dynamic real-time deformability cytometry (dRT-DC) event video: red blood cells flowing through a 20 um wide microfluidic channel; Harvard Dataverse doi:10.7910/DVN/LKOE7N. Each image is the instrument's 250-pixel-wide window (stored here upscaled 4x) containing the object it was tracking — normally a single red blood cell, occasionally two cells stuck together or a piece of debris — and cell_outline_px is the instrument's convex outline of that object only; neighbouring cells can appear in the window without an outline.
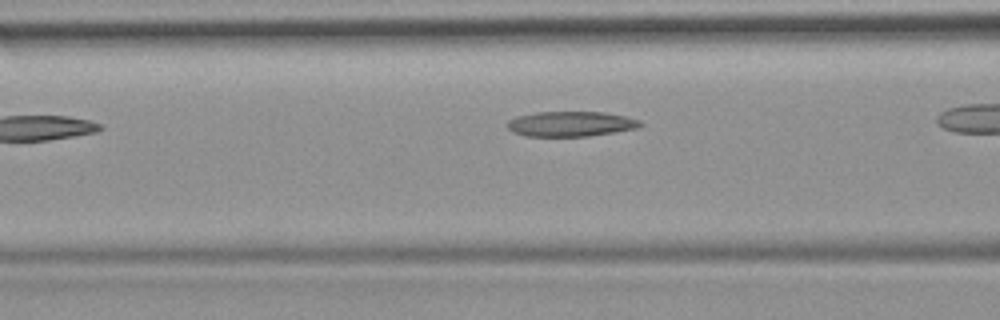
{"species": "common noctule bat (a hibernating species)", "species_latin": "Nyctalus noctula", "temperature_condition": "room temperature", "stored_images_in_passage": 29, "camera_frame_rate_fps": 3000, "um_per_image_px": 0.085, "animal": {"sex": "female", "body_mass_g": 19.9}, "frame": {"image": 1, "passage_image": 5, "time_ms": 1.333, "image_size_px": [1000, 320], "cell_outline_px": [[644, 124], [636, 128], [588, 136], [524, 136], [512, 132], [508, 128], [508, 120], [516, 116], [536, 112], [604, 112], [624, 116], [640, 120]], "centroid_in_image_um": [48.48, 10.53], "position_along_channel_um": 118.1, "area_um2": 19.36}}